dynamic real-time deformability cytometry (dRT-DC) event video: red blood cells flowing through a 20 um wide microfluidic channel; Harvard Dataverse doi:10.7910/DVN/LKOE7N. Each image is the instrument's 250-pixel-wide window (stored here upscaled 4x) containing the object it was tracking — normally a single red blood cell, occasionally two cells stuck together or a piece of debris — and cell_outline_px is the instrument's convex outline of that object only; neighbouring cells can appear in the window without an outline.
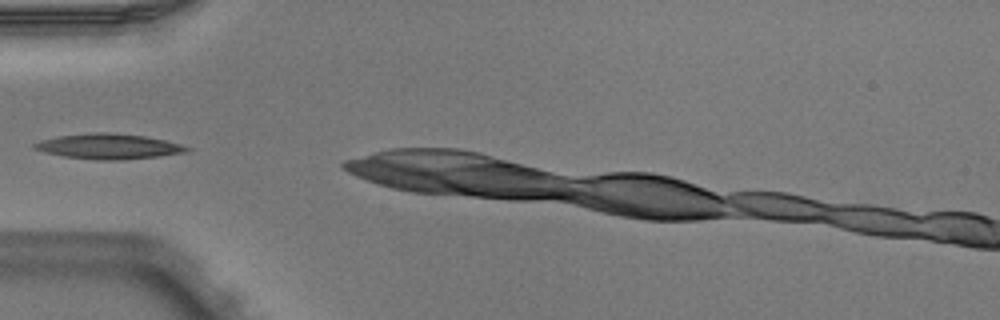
{"species": "Egyptian fruit bat (a non-hibernating species)", "species_latin": "Rousettus aegyptiacus", "temperature_condition": "warm", "stored_images_in_passage": 2, "camera_frame_rate_fps": 3000, "um_per_image_px": 0.085, "animal": {"sex": "male"}, "frame": {"image": 1, "passage_image": 1, "time_ms": 0.0, "image_size_px": [1000, 320], "cell_outline_px": [[192, 148], [188, 152], [160, 156], [124, 160], [96, 160], [64, 156], [32, 148], [32, 144], [40, 140], [60, 136], [92, 132], [112, 132], [144, 136], [164, 140], [180, 144]], "centroid_in_image_um": [9.26, 12.44], "position_along_channel_um": 75.7, "area_um2": 22.43}}